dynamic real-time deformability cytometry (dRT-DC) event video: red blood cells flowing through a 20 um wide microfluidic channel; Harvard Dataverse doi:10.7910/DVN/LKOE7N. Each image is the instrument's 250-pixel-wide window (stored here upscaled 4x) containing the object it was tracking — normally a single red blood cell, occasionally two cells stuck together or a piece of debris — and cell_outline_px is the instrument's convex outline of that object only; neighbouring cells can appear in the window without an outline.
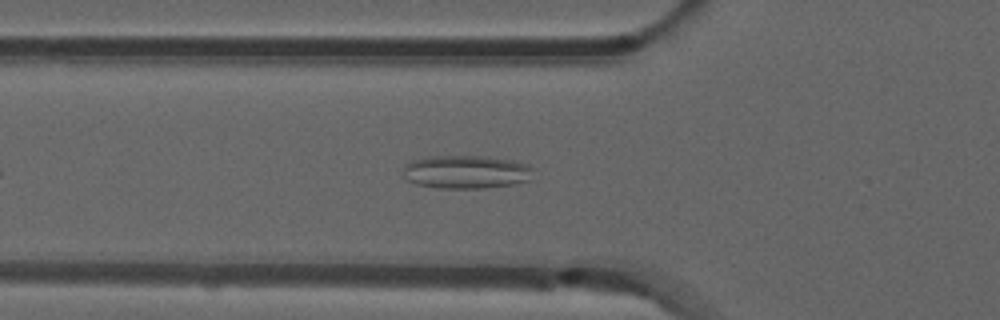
{"species": "common noctule bat (a hibernating species)", "species_latin": "Nyctalus noctula", "temperature_condition": "room temperature", "stored_images_in_passage": 44, "camera_frame_rate_fps": 3000, "um_per_image_px": 0.085, "animal": {"sex": "male", "forearm_length_mm": 52.5}, "frame": {"image": 1, "passage_image": 9, "time_ms": 2.667, "image_size_px": [1000, 320], "cell_outline_px": [[532, 168], [528, 180], [512, 184], [484, 188], [436, 188], [416, 184], [408, 180], [404, 176], [404, 164], [412, 160], [428, 156], [488, 156], [512, 160], [528, 164]], "centroid_in_image_um": [39.58, 14.6], "position_along_channel_um": 86.2, "area_um2": 25.26}}
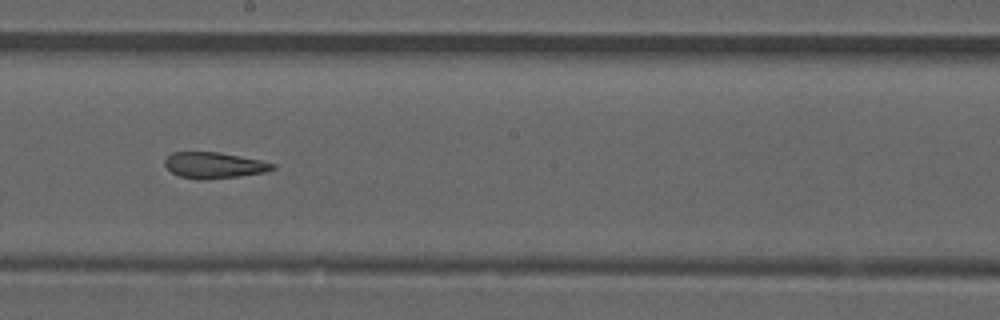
{"frame": {"image": 2, "passage_image": 20, "time_ms": 6.333, "image_size_px": [1000, 320], "cell_outline_px": [[276, 168], [268, 172], [240, 176], [208, 180], [200, 180], [180, 176], [172, 172], [164, 164], [164, 160], [172, 152], [220, 152], [264, 160], [276, 164]], "centroid_in_image_um": [18.27, 14.05], "position_along_channel_um": 229.9, "area_um2": 16.7}}
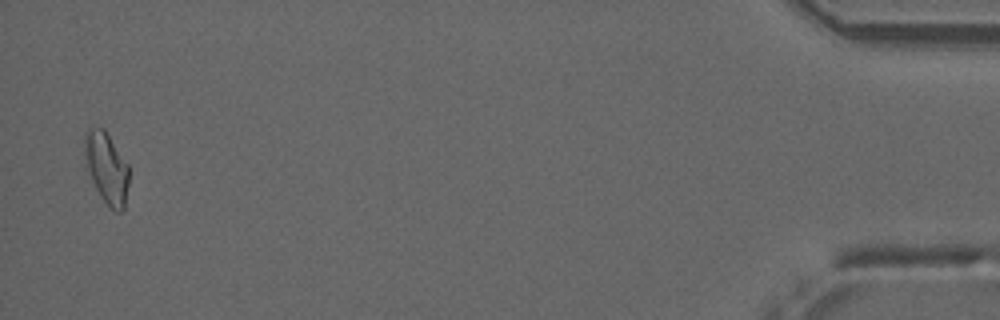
{"frame": {"image": 3, "passage_image": 42, "time_ms": 13.667, "image_size_px": [1000, 320], "cell_outline_px": [[128, 184], [124, 208], [120, 212], [116, 212], [104, 200], [96, 188], [92, 180], [88, 168], [84, 152], [84, 132], [88, 128], [104, 128], [128, 164]], "centroid_in_image_um": [9.06, 14.23], "position_along_channel_um": 426.1, "area_um2": 18.03}}